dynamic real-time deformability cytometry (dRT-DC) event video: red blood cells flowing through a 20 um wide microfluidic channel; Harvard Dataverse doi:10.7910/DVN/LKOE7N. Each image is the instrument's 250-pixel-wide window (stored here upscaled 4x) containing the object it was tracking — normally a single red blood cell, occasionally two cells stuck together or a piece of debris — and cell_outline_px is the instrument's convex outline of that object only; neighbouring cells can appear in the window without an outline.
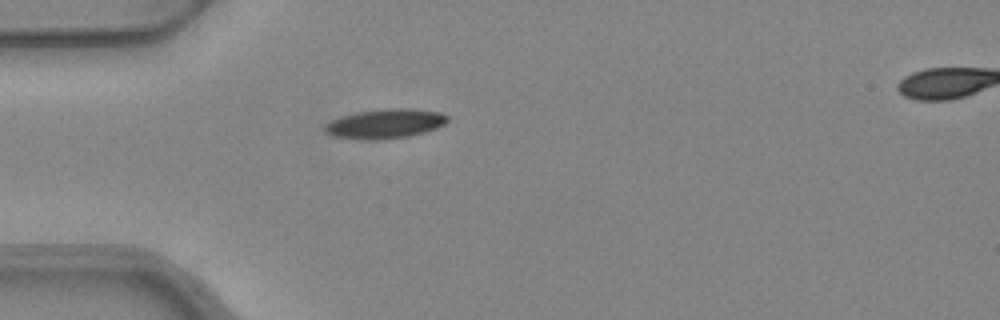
{"species": "common noctule bat (a hibernating species)", "species_latin": "Nyctalus noctula", "temperature_condition": "warm", "stored_images_in_passage": 2, "segment_of_instrument_passage": [1, 2], "camera_frame_rate_fps": 3000, "um_per_image_px": 0.085, "animal": {"sex": "female", "body_mass_g": 24.6, "forearm_length_mm": 56.2}, "frame": {"image": 1, "passage_image": 1, "time_ms": 0.0, "image_size_px": [1000, 320], "cell_outline_px": [[448, 120], [444, 124], [436, 128], [424, 132], [408, 136], [384, 140], [364, 140], [332, 136], [324, 132], [324, 124], [332, 120], [356, 112], [388, 108], [412, 108], [440, 112], [448, 116]], "centroid_in_image_um": [32.73, 10.52], "position_along_channel_um": 52.3, "area_um2": 21.21}}